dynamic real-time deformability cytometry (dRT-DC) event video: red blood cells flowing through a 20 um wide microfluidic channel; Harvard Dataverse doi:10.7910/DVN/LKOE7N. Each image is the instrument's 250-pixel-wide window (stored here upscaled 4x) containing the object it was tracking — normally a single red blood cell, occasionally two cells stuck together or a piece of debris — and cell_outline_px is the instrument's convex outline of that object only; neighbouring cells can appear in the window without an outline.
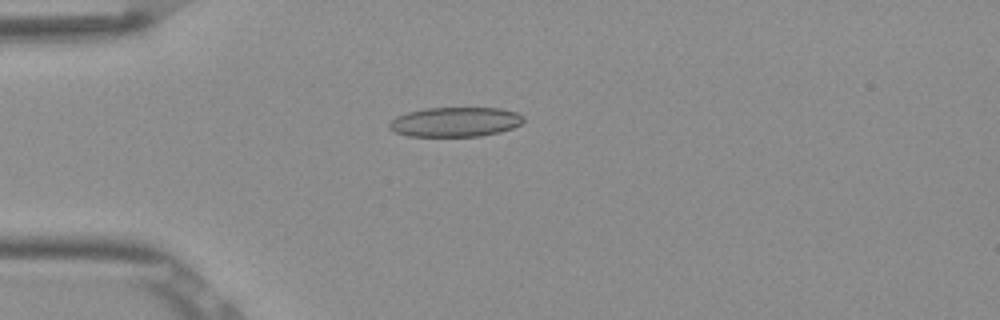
{"species": "Egyptian fruit bat (a non-hibernating species)", "species_latin": "Rousettus aegyptiacus", "temperature_condition": "room temperature", "stored_images_in_passage": 47, "camera_frame_rate_fps": 3000, "um_per_image_px": 0.085, "frame": {"image": 1, "passage_image": 9, "time_ms": 2.667, "image_size_px": [1000, 320], "cell_outline_px": [[524, 120], [520, 124], [512, 128], [500, 132], [480, 136], [408, 136], [396, 132], [388, 128], [388, 124], [396, 116], [408, 112], [424, 108], [500, 108], [516, 112], [524, 116]], "centroid_in_image_um": [38.69, 10.36], "position_along_channel_um": 46.3, "area_um2": 23.18}}
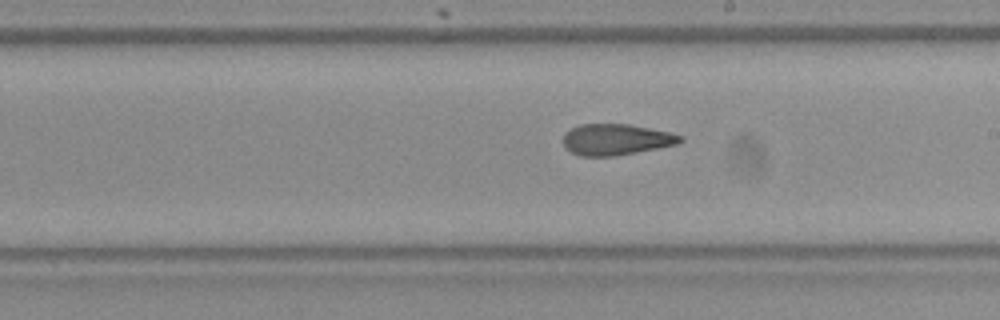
{"frame": {"image": 2, "passage_image": 25, "time_ms": 8.0, "image_size_px": [1000, 320], "cell_outline_px": [[684, 140], [676, 144], [660, 148], [612, 156], [580, 156], [564, 148], [564, 132], [580, 124], [628, 124], [668, 132], [684, 136]], "centroid_in_image_um": [52.36, 11.86], "position_along_channel_um": 236.6, "area_um2": 21.15}}
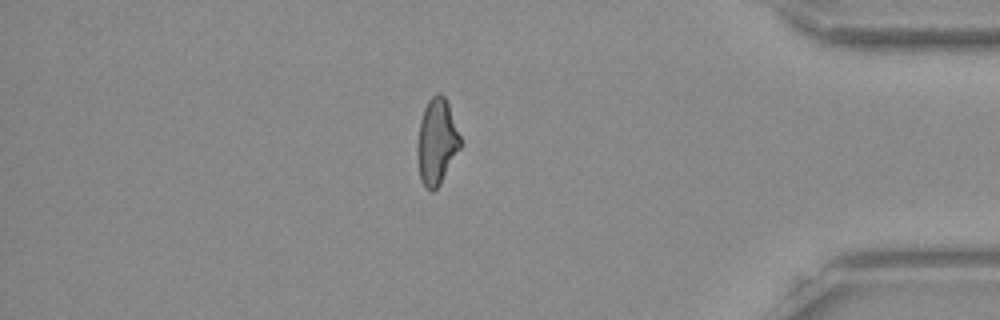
{"frame": {"image": 3, "passage_image": 40, "time_ms": 13.0, "image_size_px": [1000, 320], "cell_outline_px": [[460, 148], [440, 184], [432, 192], [424, 188], [420, 180], [416, 156], [416, 144], [420, 120], [424, 108], [428, 100], [436, 92], [440, 92], [444, 96], [448, 104], [460, 136]], "centroid_in_image_um": [37.08, 12.06], "position_along_channel_um": 398.1, "area_um2": 21.68}, "authors_computed_cell_mechanics": {"area_um2": 22.0796, "velocity_mm_per_s": 3.8838, "shape_relaxation_time_tau1_ms": null, "shape_relaxation_time_tau2_ms": 2.7915, "deformation_change_tau1": null, "deformation_change_tau2": 0.1176}}